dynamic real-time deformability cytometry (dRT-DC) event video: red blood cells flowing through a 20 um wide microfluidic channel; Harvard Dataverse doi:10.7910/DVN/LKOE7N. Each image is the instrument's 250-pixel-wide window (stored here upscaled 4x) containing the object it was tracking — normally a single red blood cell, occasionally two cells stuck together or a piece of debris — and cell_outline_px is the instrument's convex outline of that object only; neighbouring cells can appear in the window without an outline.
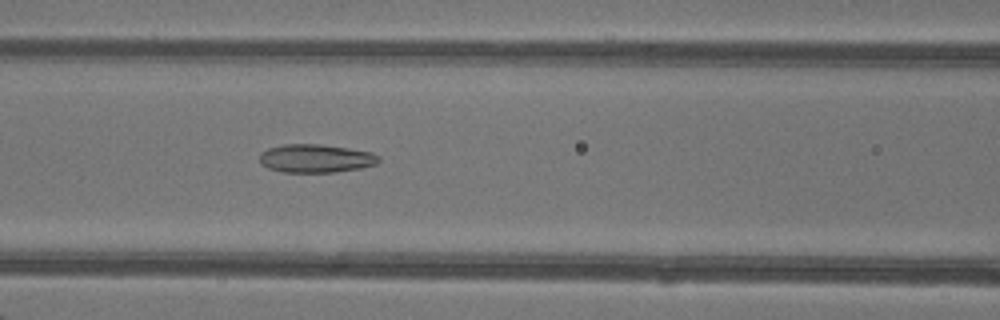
{"species": "common noctule bat (a hibernating species)", "species_latin": "Nyctalus noctula", "temperature_condition": "warm", "stored_images_in_passage": 34, "camera_frame_rate_fps": 3000, "um_per_image_px": 0.085, "animal": {"sex": "female"}, "frame": {"image": 1, "passage_image": 7, "time_ms": 2.0, "image_size_px": [1000, 320], "cell_outline_px": [[380, 160], [376, 164], [360, 168], [336, 172], [280, 172], [268, 168], [260, 164], [260, 152], [268, 148], [284, 144], [320, 144], [348, 148], [372, 152], [380, 156]], "centroid_in_image_um": [26.83, 13.46], "position_along_channel_um": 139.8, "area_um2": 19.83}}
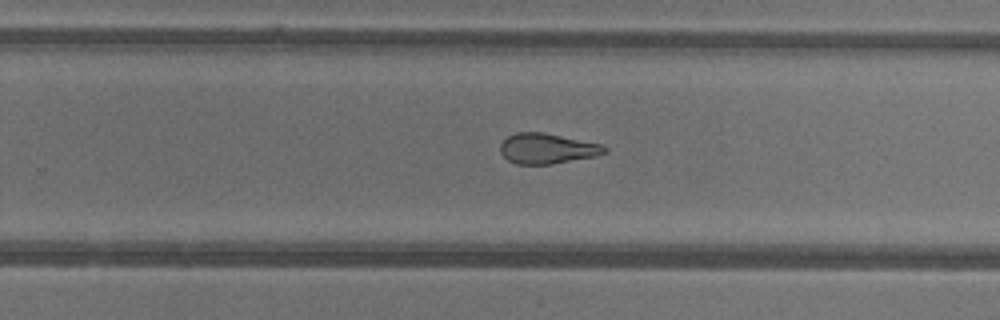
{"frame": {"image": 2, "passage_image": 17, "time_ms": 5.333, "image_size_px": [1000, 320], "cell_outline_px": [[608, 152], [596, 156], [552, 164], [516, 164], [508, 160], [500, 152], [500, 144], [508, 136], [516, 132], [544, 132], [604, 144], [608, 148]], "centroid_in_image_um": [46.55, 12.62], "position_along_channel_um": 283.3, "area_um2": 18.67}}
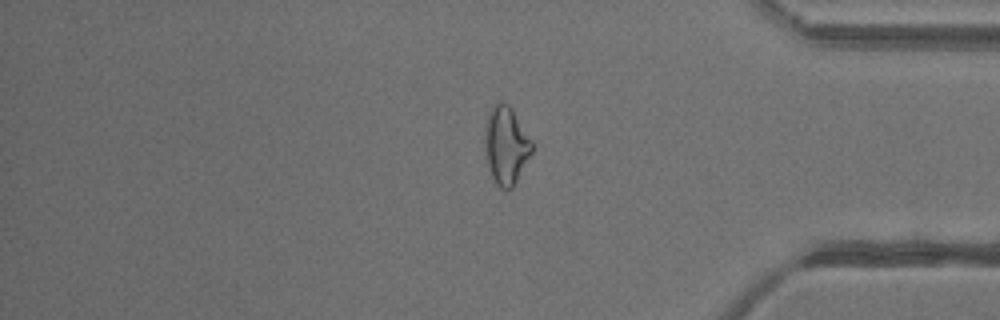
{"frame": {"image": 3, "passage_image": 26, "time_ms": 8.333, "image_size_px": [1000, 320], "cell_outline_px": [[532, 152], [516, 184], [512, 188], [500, 188], [496, 184], [492, 176], [488, 164], [484, 140], [484, 136], [488, 112], [500, 100], [508, 104], [512, 108], [532, 140]], "centroid_in_image_um": [43.03, 12.35], "position_along_channel_um": 392.2, "area_um2": 21.33}, "authors_computed_cell_mechanics": {"area_um2": 20.0566, "velocity_mm_per_s": 4.3162, "shape_relaxation_time_tau1_ms": null, "shape_relaxation_time_tau2_ms": 2.3634, "deformation_change_tau1": null, "deformation_change_tau2": 0.1065}}